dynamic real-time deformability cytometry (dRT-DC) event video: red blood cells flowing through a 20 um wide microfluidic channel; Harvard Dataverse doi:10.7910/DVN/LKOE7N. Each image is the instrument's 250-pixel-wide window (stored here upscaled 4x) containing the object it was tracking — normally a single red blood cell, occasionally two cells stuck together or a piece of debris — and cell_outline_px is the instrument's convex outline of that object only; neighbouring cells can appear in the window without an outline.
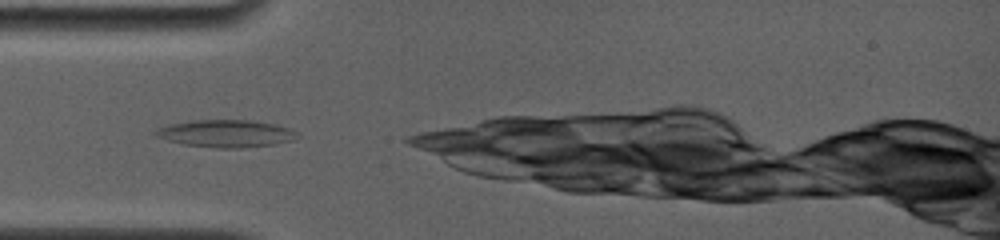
{"species": "common noctule bat (a hibernating species)", "species_latin": "Nyctalus noctula", "temperature_condition": "room temperature", "stored_images_in_passage": 16, "camera_frame_rate_fps": 4000, "um_per_image_px": 0.085, "animal": {"sex": "female", "body_mass_g": 19.0, "forearm_length_mm": 56.7}, "frame": {"image": 1, "passage_image": 1, "time_ms": 0.0, "image_size_px": [1000, 240], "cell_outline_px": [[296, 136], [292, 140], [272, 144], [240, 148], [216, 148], [184, 144], [168, 140], [156, 136], [152, 132], [156, 128], [168, 124], [188, 120], [248, 120], [272, 124], [288, 128], [296, 132]], "centroid_in_image_um": [19.1, 11.34], "position_along_channel_um": 65.9, "area_um2": 22.37}}
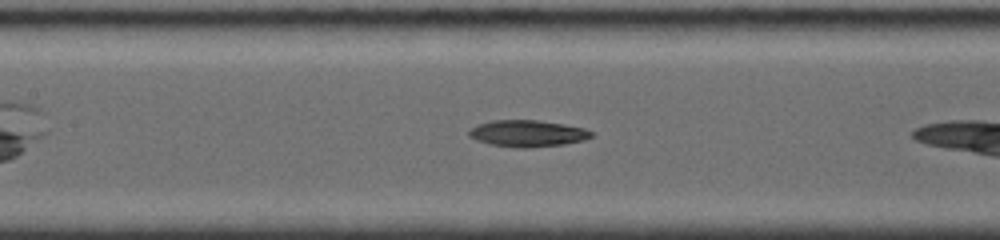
{"frame": {"image": 2, "passage_image": 5, "time_ms": 2.5, "image_size_px": [1000, 240], "cell_outline_px": [[596, 132], [592, 136], [584, 140], [564, 144], [528, 148], [512, 148], [488, 144], [476, 140], [468, 136], [468, 132], [472, 128], [480, 124], [492, 120], [536, 120], [564, 124], [584, 128]], "centroid_in_image_um": [44.85, 11.35], "position_along_channel_um": 162.5, "area_um2": 19.13}}
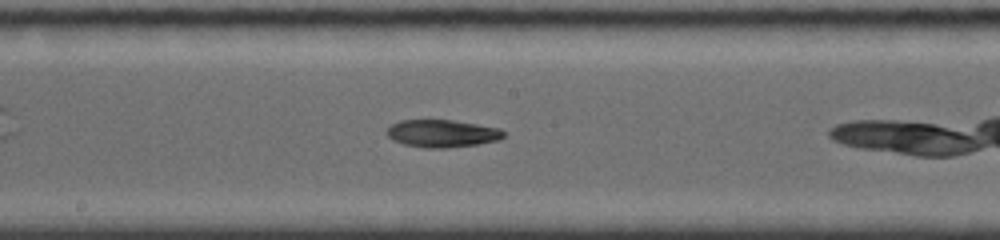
{"frame": {"image": 3, "passage_image": 7, "time_ms": 3.75, "image_size_px": [1000, 240], "cell_outline_px": [[504, 136], [500, 140], [476, 144], [448, 148], [424, 148], [404, 144], [392, 140], [384, 132], [392, 124], [400, 120], [452, 120], [500, 128], [504, 132]], "centroid_in_image_um": [37.56, 11.35], "position_along_channel_um": 210.6, "area_um2": 18.79}}